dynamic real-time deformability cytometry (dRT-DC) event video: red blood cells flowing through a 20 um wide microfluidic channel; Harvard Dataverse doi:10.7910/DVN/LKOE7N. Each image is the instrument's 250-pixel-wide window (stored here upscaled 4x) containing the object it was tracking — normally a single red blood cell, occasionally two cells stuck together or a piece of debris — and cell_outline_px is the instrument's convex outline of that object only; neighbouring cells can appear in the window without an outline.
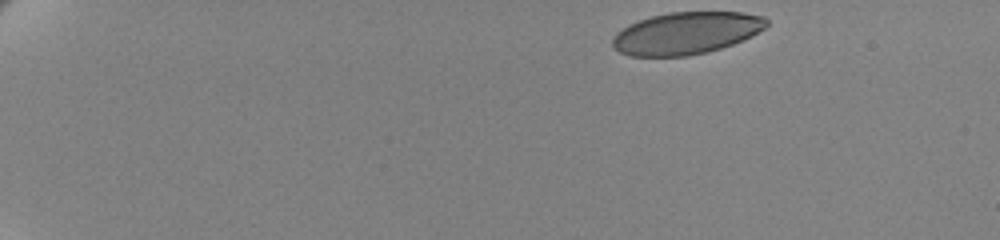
{"species": "human", "species_latin": "Homo sapiens", "temperature_condition": "cold", "stored_images_in_passage": 10, "camera_frame_rate_fps": 3000, "um_per_image_px": 0.085, "donor": {"sex": "female"}, "frame": {"image": 1, "passage_image": 1, "time_ms": 0.0, "image_size_px": [1000, 240], "cell_outline_px": [[768, 24], [764, 28], [752, 36], [732, 44], [708, 52], [688, 56], [628, 56], [620, 52], [612, 44], [612, 40], [616, 32], [628, 24], [652, 16], [668, 12], [740, 12], [764, 16], [768, 20]], "centroid_in_image_um": [58.33, 2.81], "position_along_channel_um": 26.7, "area_um2": 37.86}}